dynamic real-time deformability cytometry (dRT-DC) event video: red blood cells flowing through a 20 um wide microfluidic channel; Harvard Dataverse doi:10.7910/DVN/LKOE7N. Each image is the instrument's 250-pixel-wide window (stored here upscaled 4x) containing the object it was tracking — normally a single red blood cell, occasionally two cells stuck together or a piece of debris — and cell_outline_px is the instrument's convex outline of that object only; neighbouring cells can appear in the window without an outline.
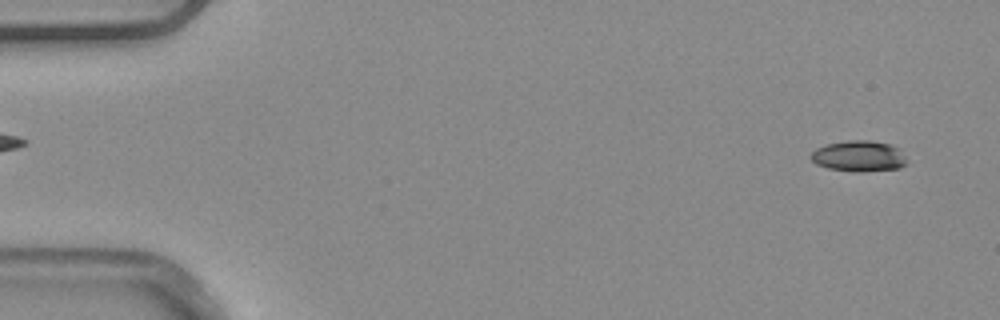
{"species": "common noctule bat (a hibernating species)", "species_latin": "Nyctalus noctula", "temperature_condition": "warm", "stored_images_in_passage": 53, "camera_frame_rate_fps": 3000, "um_per_image_px": 0.085, "animal": {"sex": "male", "body_mass_g": 20.4}, "frame": {"image": 1, "passage_image": 3, "time_ms": 0.667, "image_size_px": [1000, 320], "cell_outline_px": [[908, 164], [900, 168], [860, 172], [856, 172], [828, 168], [816, 164], [808, 156], [816, 148], [828, 144], [848, 140], [868, 140], [888, 144], [900, 148]], "centroid_in_image_um": [73.01, 13.28], "position_along_channel_um": 12.0, "area_um2": 17.34}}
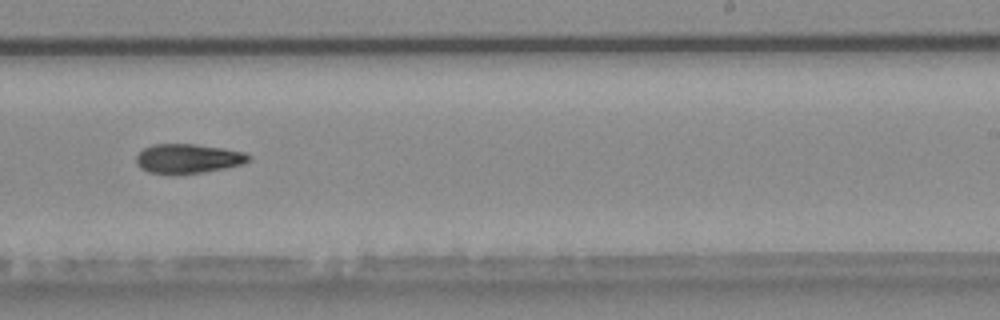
{"frame": {"image": 2, "passage_image": 33, "time_ms": 10.667, "image_size_px": [1000, 320], "cell_outline_px": [[252, 160], [244, 164], [204, 172], [168, 176], [148, 172], [140, 168], [136, 164], [136, 156], [144, 148], [152, 144], [196, 144], [224, 148], [244, 152], [252, 156]], "centroid_in_image_um": [15.98, 13.5], "position_along_channel_um": 273.0, "area_um2": 19.83}}
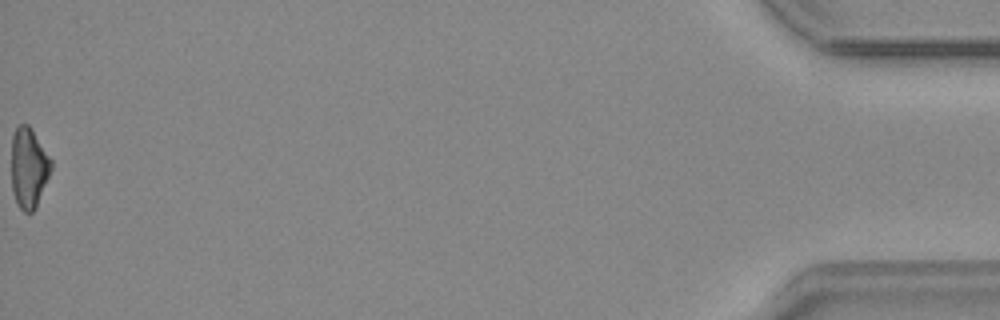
{"frame": {"image": 3, "passage_image": 53, "time_ms": 17.333, "image_size_px": [1000, 320], "cell_outline_px": [[52, 168], [36, 208], [32, 212], [24, 212], [16, 204], [12, 192], [12, 136], [16, 128], [20, 124], [28, 124], [32, 128], [52, 160]], "centroid_in_image_um": [2.45, 14.27], "position_along_channel_um": 432.8, "area_um2": 18.73}}